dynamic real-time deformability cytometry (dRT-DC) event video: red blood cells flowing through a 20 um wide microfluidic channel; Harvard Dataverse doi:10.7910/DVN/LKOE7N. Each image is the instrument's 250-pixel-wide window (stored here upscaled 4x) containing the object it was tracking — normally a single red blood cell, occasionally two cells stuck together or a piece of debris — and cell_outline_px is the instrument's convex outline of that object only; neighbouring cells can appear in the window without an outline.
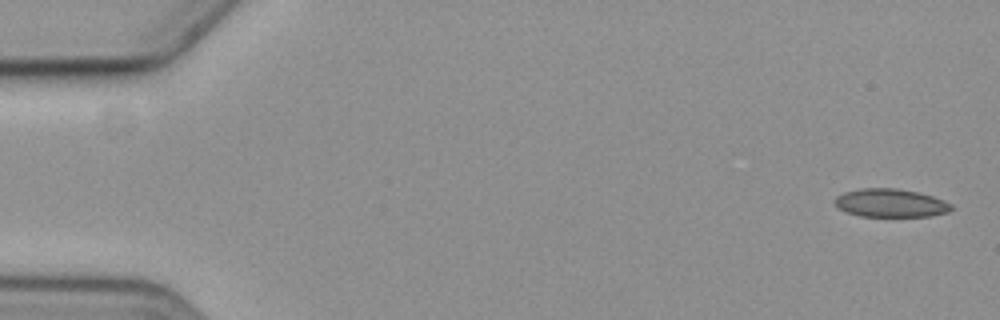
{"species": "common noctule bat (a hibernating species)", "species_latin": "Nyctalus noctula", "temperature_condition": "cold", "stored_images_in_passage": 9, "camera_frame_rate_fps": 3000, "um_per_image_px": 0.085, "animal": {"sex": "female", "body_mass_g": 19.3, "forearm_length_mm": 54.1}, "frame": {"image": 1, "passage_image": 1, "time_ms": 0.0, "image_size_px": [1000, 320], "cell_outline_px": [[952, 208], [948, 212], [928, 216], [860, 216], [848, 212], [840, 208], [836, 204], [836, 196], [844, 192], [860, 188], [896, 188], [920, 192], [944, 200], [952, 204]], "centroid_in_image_um": [75.73, 17.24], "position_along_channel_um": 9.3, "area_um2": 19.07}}
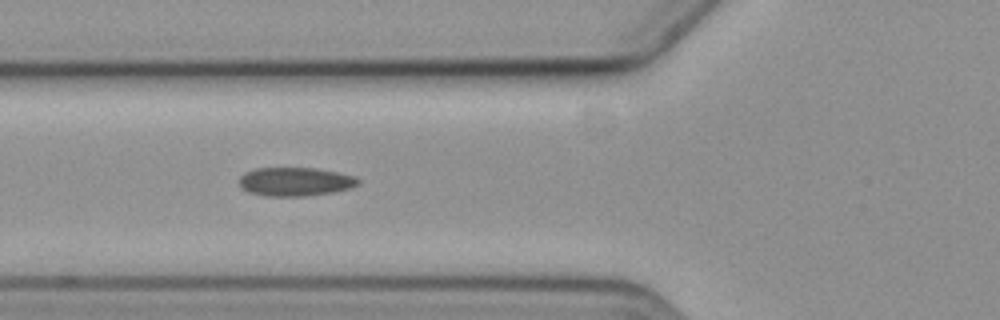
{"frame": {"image": 2, "passage_image": 6, "time_ms": 6.667, "image_size_px": [1000, 320], "cell_outline_px": [[360, 184], [352, 188], [332, 192], [304, 196], [264, 196], [248, 192], [240, 188], [240, 176], [244, 172], [256, 168], [316, 168], [356, 176], [360, 180]], "centroid_in_image_um": [25.09, 15.44], "position_along_channel_um": 100.7, "area_um2": 20.06}}
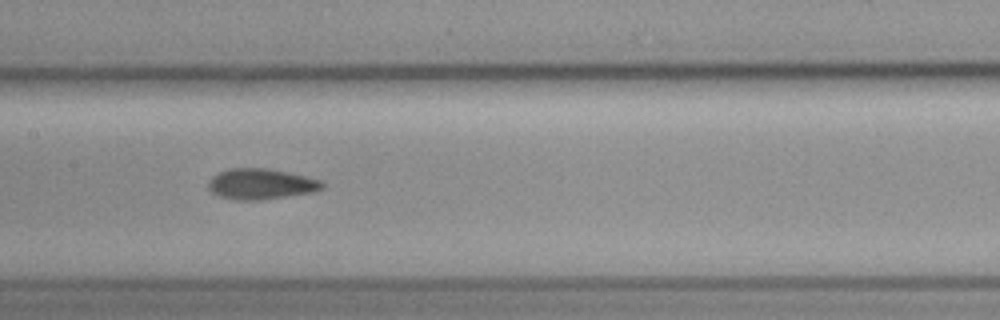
{"frame": {"image": 3, "passage_image": 8, "time_ms": 9.0, "image_size_px": [1000, 320], "cell_outline_px": [[324, 188], [316, 192], [260, 200], [236, 200], [216, 196], [208, 188], [208, 184], [212, 176], [216, 172], [228, 168], [264, 168], [288, 172], [320, 180], [324, 184]], "centroid_in_image_um": [22.15, 15.64], "position_along_channel_um": 185.2, "area_um2": 20.58}}